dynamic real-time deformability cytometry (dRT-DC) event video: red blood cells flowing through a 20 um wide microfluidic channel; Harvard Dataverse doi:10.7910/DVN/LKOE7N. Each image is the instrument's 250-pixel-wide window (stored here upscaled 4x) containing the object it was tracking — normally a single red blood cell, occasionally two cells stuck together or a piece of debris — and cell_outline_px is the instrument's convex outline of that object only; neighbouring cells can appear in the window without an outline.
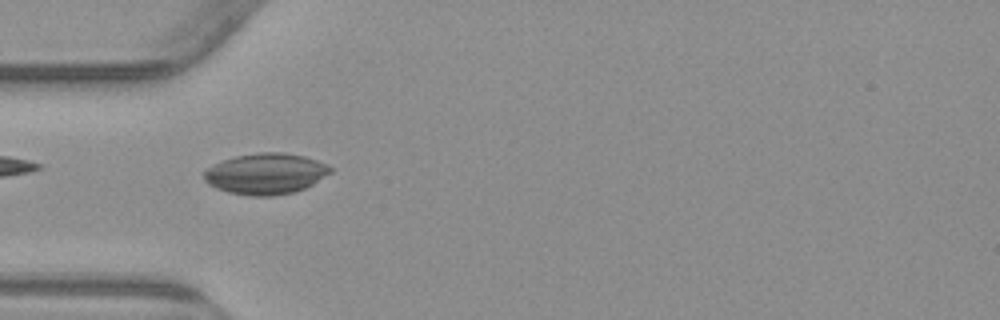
{"species": "common noctule bat (a hibernating species)", "species_latin": "Nyctalus noctula", "temperature_condition": "warm", "stored_images_in_passage": 53, "camera_frame_rate_fps": 3000, "um_per_image_px": 0.085, "animal": {"sex": "male", "body_mass_g": 23.1, "forearm_length_mm": 52.7}, "frame": {"image": 1, "passage_image": 16, "time_ms": 5.0, "image_size_px": [1000, 320], "cell_outline_px": [[332, 172], [312, 184], [304, 188], [292, 192], [272, 196], [248, 196], [228, 192], [216, 188], [208, 184], [204, 180], [204, 172], [212, 164], [236, 156], [260, 152], [284, 152], [304, 156], [328, 164], [332, 168]], "centroid_in_image_um": [22.58, 14.76], "position_along_channel_um": 62.4, "area_um2": 30.17}}
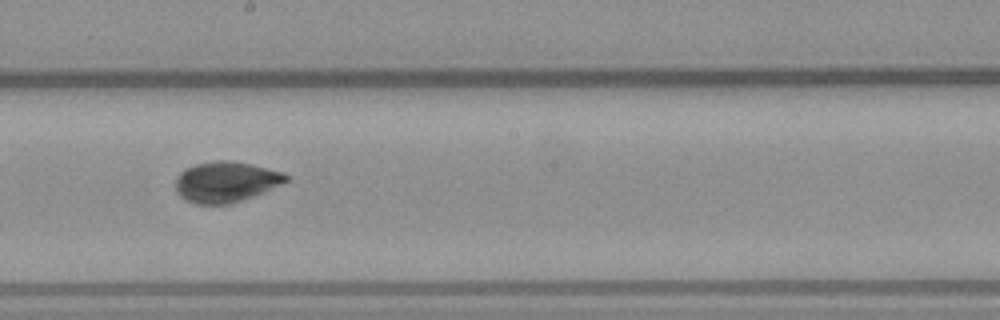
{"frame": {"image": 2, "passage_image": 29, "time_ms": 9.333, "image_size_px": [1000, 320], "cell_outline_px": [[288, 180], [264, 192], [232, 204], [196, 204], [184, 200], [176, 192], [176, 180], [180, 172], [184, 168], [196, 164], [216, 160], [228, 160], [252, 164], [284, 172], [288, 176]], "centroid_in_image_um": [19.18, 15.46], "position_along_channel_um": 229.0, "area_um2": 26.3}}
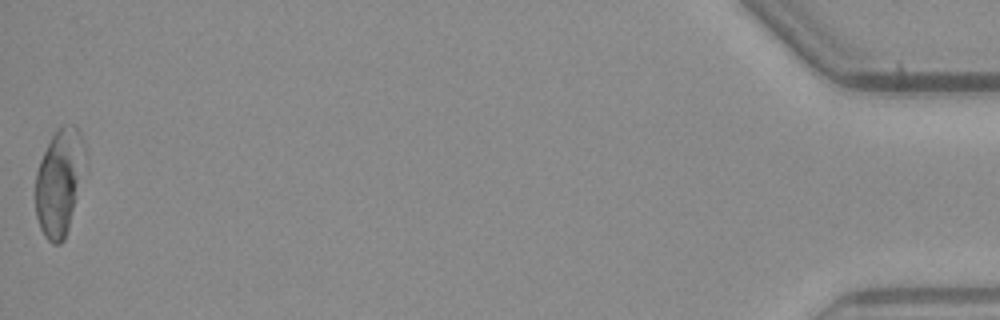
{"frame": {"image": 3, "passage_image": 53, "time_ms": 17.333, "image_size_px": [1000, 320], "cell_outline_px": [[84, 152], [68, 228], [64, 240], [60, 244], [52, 244], [44, 236], [40, 228], [36, 216], [36, 172], [40, 160], [56, 128], [64, 124], [76, 124], [80, 132], [84, 144]], "centroid_in_image_um": [4.98, 15.45], "position_along_channel_um": 430.2, "area_um2": 29.65}, "authors_computed_cell_mechanics": {"area_um2": 27.3394, "velocity_mm_per_s": 3.8382, "shape_relaxation_time_tau1_ms": 3.1072, "shape_relaxation_time_tau2_ms": null, "deformation_change_tau1": 0.087, "deformation_change_tau2": null}}